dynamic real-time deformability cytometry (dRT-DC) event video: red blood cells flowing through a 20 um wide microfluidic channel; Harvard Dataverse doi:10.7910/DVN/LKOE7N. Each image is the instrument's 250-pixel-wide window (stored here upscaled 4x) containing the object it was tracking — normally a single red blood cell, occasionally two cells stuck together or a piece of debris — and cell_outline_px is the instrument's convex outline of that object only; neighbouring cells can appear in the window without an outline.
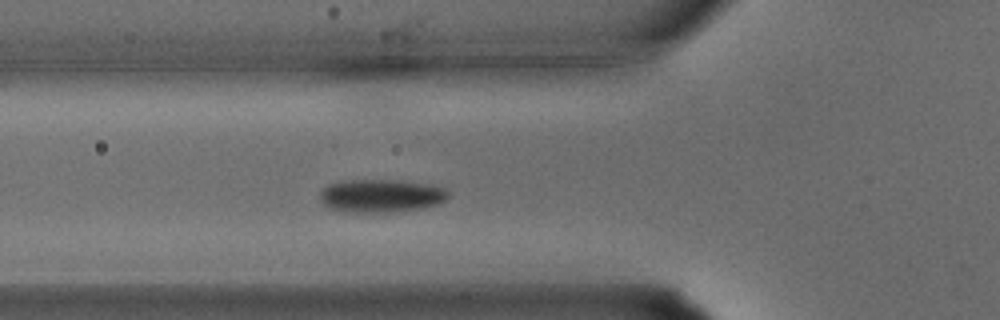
{"species": "common noctule bat (a hibernating species)", "species_latin": "Nyctalus noctula", "temperature_condition": "warm", "stored_images_in_passage": 26, "segment_of_instrument_passage": [1, 2], "camera_frame_rate_fps": 3000, "um_per_image_px": 0.085, "animal": {"sex": "male", "body_mass_g": 15.6}, "frame": {"image": 1, "passage_image": 3, "time_ms": 0.667, "image_size_px": [1000, 320], "cell_outline_px": [[448, 196], [440, 204], [424, 208], [392, 212], [340, 212], [328, 208], [320, 200], [320, 192], [328, 184], [340, 180], [400, 180], [428, 184], [444, 188], [448, 192]], "centroid_in_image_um": [32.36, 16.64], "position_along_channel_um": 93.4, "area_um2": 25.09}}
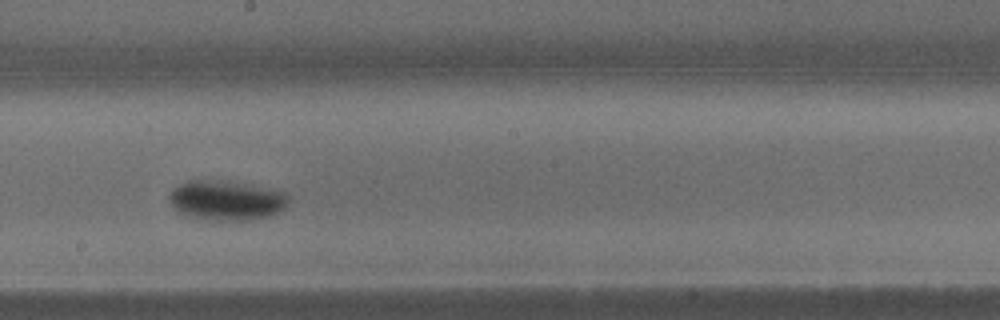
{"frame": {"image": 2, "passage_image": 10, "time_ms": 3.0, "image_size_px": [1000, 320], "cell_outline_px": [[288, 204], [284, 208], [268, 216], [248, 220], [204, 220], [180, 212], [168, 200], [168, 192], [172, 188], [188, 180], [228, 180], [284, 192], [288, 196]], "centroid_in_image_um": [19.2, 17.01], "position_along_channel_um": 229.0, "area_um2": 27.57}}
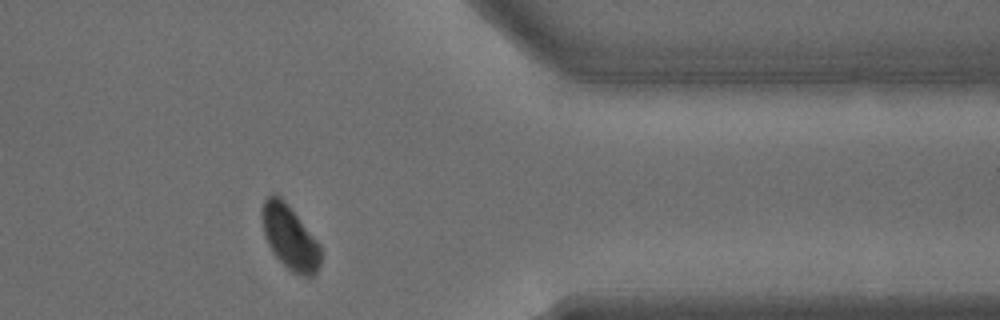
{"frame": {"image": 3, "passage_image": 19, "time_ms": 6.0, "image_size_px": [1000, 320], "cell_outline_px": [[320, 264], [316, 272], [312, 276], [304, 276], [292, 272], [272, 252], [264, 236], [260, 212], [264, 200], [272, 192], [280, 196], [284, 200], [320, 244]], "centroid_in_image_um": [24.6, 20.15], "position_along_channel_um": 386.8, "area_um2": 21.85}}